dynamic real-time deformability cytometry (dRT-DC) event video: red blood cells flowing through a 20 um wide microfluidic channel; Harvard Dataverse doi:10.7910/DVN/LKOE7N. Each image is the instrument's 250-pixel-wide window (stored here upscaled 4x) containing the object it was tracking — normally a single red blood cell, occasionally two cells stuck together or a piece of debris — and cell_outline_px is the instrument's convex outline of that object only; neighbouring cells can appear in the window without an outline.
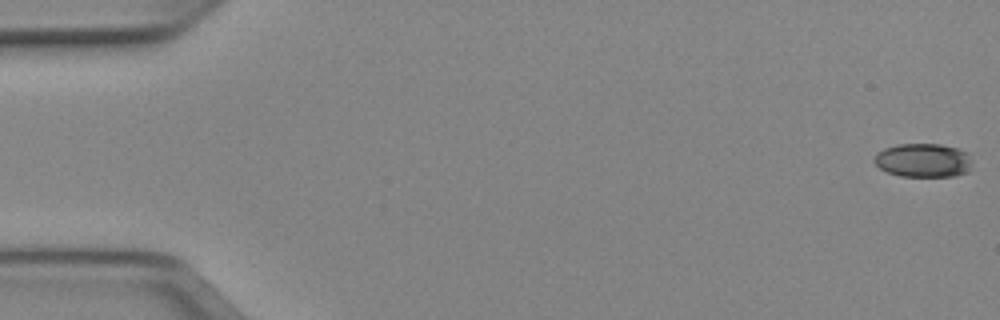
{"species": "Egyptian fruit bat (a non-hibernating species)", "species_latin": "Rousettus aegyptiacus", "temperature_condition": "cold", "stored_images_in_passage": 51, "camera_frame_rate_fps": 3000, "um_per_image_px": 0.085, "animal": {"sex": "female"}, "frame": {"image": 1, "passage_image": 1, "time_ms": 0.0, "image_size_px": [1000, 320], "cell_outline_px": [[972, 164], [968, 172], [956, 176], [900, 176], [888, 172], [880, 168], [872, 160], [876, 152], [884, 148], [896, 144], [940, 144], [956, 148], [968, 152], [972, 160]], "centroid_in_image_um": [78.48, 13.62], "position_along_channel_um": 6.5, "area_um2": 19.54}}
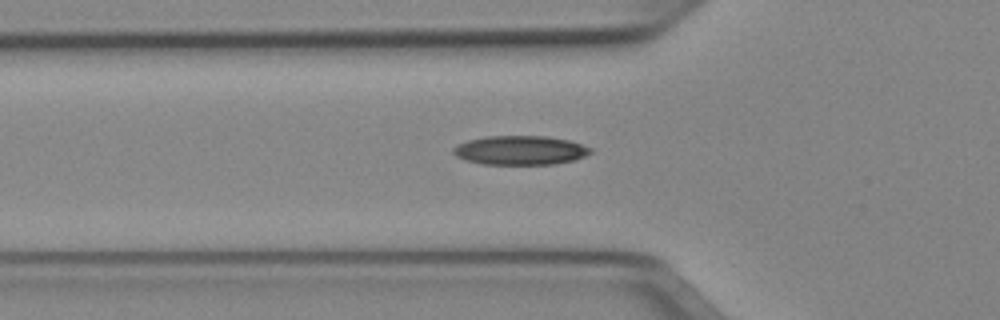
{"frame": {"image": 2, "passage_image": 18, "time_ms": 5.667, "image_size_px": [1000, 320], "cell_outline_px": [[592, 152], [576, 160], [552, 164], [484, 164], [464, 160], [456, 156], [452, 152], [452, 148], [456, 144], [468, 140], [484, 136], [544, 136], [568, 140], [592, 148]], "centroid_in_image_um": [44.18, 12.77], "position_along_channel_um": 81.6, "area_um2": 23.35}}
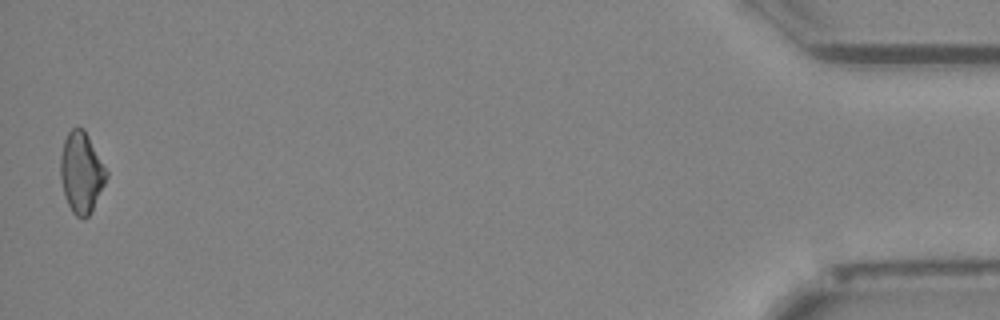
{"frame": {"image": 3, "passage_image": 51, "time_ms": 16.667, "image_size_px": [1000, 320], "cell_outline_px": [[108, 176], [92, 212], [84, 220], [76, 216], [72, 212], [68, 204], [64, 192], [60, 176], [60, 156], [64, 140], [68, 132], [72, 128], [84, 128], [108, 172]], "centroid_in_image_um": [6.92, 14.68], "position_along_channel_um": 428.3, "area_um2": 21.68}, "authors_computed_cell_mechanics": {"area_um2": 21.6172, "velocity_mm_per_s": 3.9922, "shape_relaxation_time_tau1_ms": 5.3071, "shape_relaxation_time_tau2_ms": null, "deformation_change_tau1": 0.1316, "deformation_change_tau2": null}}